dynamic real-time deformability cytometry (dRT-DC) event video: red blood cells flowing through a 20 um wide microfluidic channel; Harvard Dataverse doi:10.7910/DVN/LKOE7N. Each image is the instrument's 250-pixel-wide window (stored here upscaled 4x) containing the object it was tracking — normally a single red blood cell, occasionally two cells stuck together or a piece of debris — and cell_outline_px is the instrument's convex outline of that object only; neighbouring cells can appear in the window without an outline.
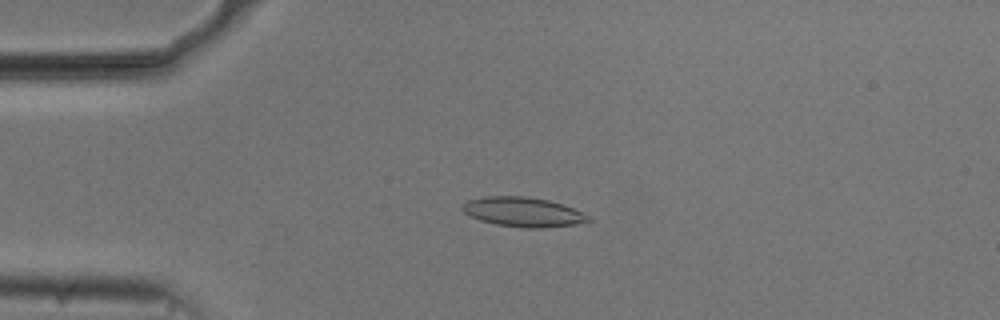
{"species": "common noctule bat (a hibernating species)", "species_latin": "Nyctalus noctula", "temperature_condition": "cold", "stored_images_in_passage": 54, "camera_frame_rate_fps": 3000, "um_per_image_px": 0.085, "animal": {"sex": "male", "body_mass_g": 20.5, "forearm_length_mm": 52.5}, "frame": {"image": 1, "passage_image": 13, "time_ms": 4.0, "image_size_px": [1000, 320], "cell_outline_px": [[596, 220], [576, 224], [540, 228], [528, 228], [496, 224], [480, 220], [464, 212], [460, 208], [468, 200], [488, 196], [524, 196], [548, 200], [572, 208]], "centroid_in_image_um": [44.47, 18.02], "position_along_channel_um": 40.5, "area_um2": 21.39}}
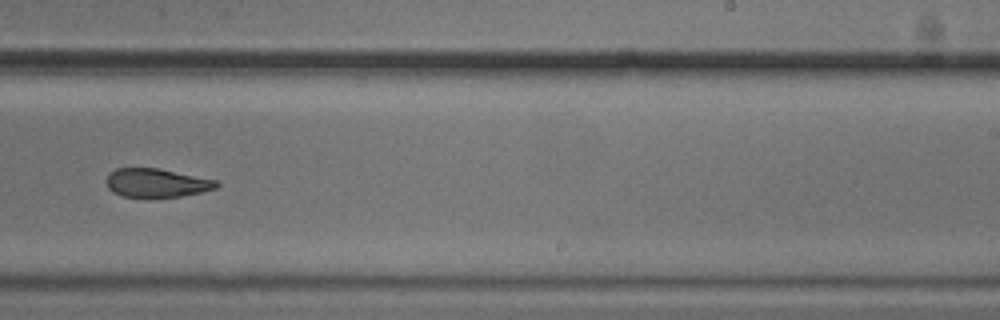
{"frame": {"image": 2, "passage_image": 34, "time_ms": 11.0, "image_size_px": [1000, 320], "cell_outline_px": [[220, 184], [216, 188], [200, 192], [180, 196], [124, 196], [112, 192], [108, 188], [108, 172], [116, 168], [160, 168], [216, 180]], "centroid_in_image_um": [13.31, 15.52], "position_along_channel_um": 275.7, "area_um2": 18.09}}
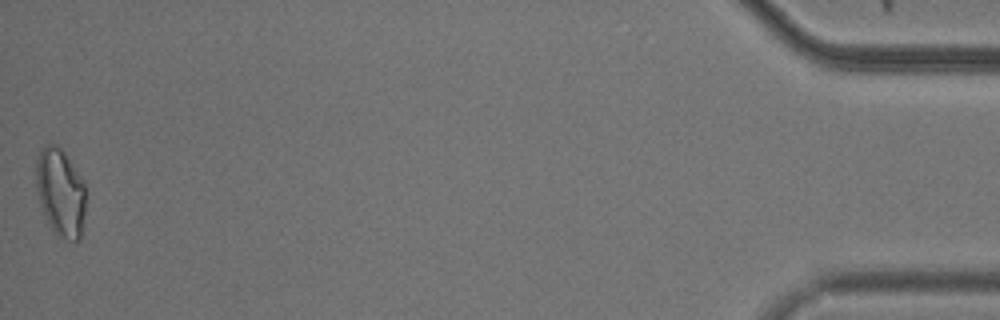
{"frame": {"image": 3, "passage_image": 54, "time_ms": 17.667, "image_size_px": [1000, 320], "cell_outline_px": [[84, 212], [80, 240], [76, 244], [56, 236], [48, 224], [40, 204], [36, 188], [36, 156], [40, 148], [44, 144], [56, 144], [64, 152], [84, 180]], "centroid_in_image_um": [5.12, 16.37], "position_along_channel_um": 430.1, "area_um2": 25.89}, "authors_computed_cell_mechanics": {"area_um2": 20.3456, "velocity_mm_per_s": 3.7362, "shape_relaxation_time_tau1_ms": 4.6858, "shape_relaxation_time_tau2_ms": 3.4082, "deformation_change_tau1": 0.1416, "deformation_change_tau2": 0.1143}}